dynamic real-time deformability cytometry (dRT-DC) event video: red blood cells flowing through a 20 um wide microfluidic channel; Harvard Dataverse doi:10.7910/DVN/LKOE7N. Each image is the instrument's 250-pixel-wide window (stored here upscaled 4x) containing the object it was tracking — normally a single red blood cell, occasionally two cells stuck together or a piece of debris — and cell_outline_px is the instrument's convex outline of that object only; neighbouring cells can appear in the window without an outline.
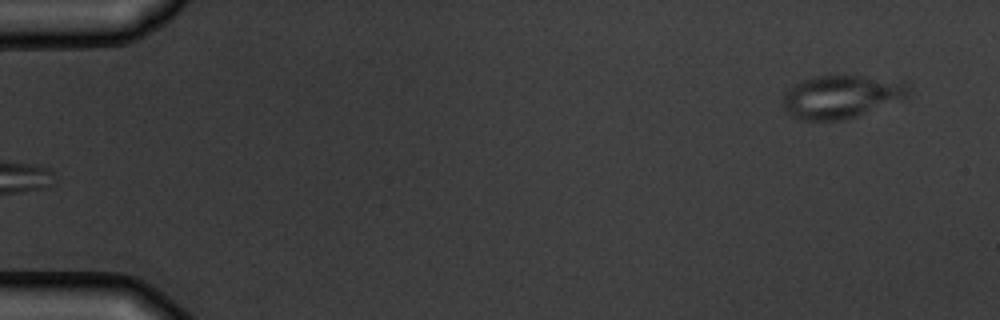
{"species": "common noctule bat (a hibernating species)", "species_latin": "Nyctalus noctula", "temperature_condition": "warm", "stored_images_in_passage": 2, "camera_frame_rate_fps": 3000, "um_per_image_px": 0.085, "animal": {"sex": "male", "body_mass_g": 19.5, "forearm_length_mm": 54.6}, "frame": {"image": 1, "passage_image": 2, "time_ms": 1.333, "image_size_px": [1000, 320], "cell_outline_px": [[912, 88], [908, 96], [900, 100], [856, 116], [840, 120], [800, 120], [792, 116], [784, 108], [784, 92], [788, 88], [800, 80], [812, 76], [864, 76], [904, 80], [912, 84]], "centroid_in_image_um": [71.56, 8.19], "position_along_channel_um": 13.4, "area_um2": 31.79}}